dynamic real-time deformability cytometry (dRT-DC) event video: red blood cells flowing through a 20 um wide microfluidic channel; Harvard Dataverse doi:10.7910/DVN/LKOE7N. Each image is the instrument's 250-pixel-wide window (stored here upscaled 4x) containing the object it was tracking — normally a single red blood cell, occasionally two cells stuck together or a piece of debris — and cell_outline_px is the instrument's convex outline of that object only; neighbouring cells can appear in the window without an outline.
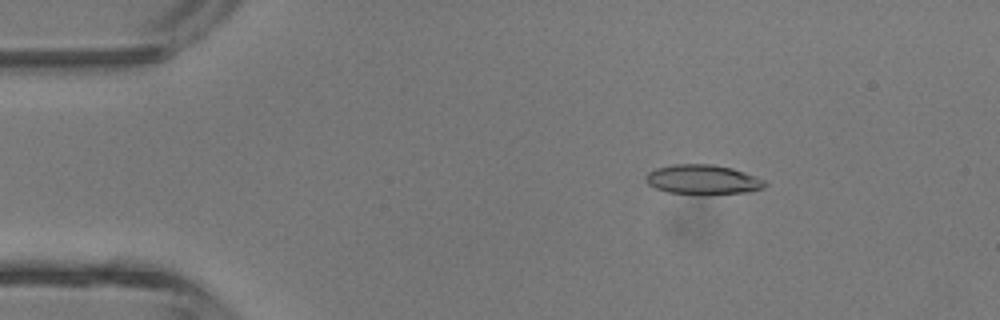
{"species": "common noctule bat (a hibernating species)", "species_latin": "Nyctalus noctula", "temperature_condition": "room temperature", "stored_images_in_passage": 4, "camera_frame_rate_fps": 3000, "um_per_image_px": 0.085, "animal": {"sex": "male", "body_mass_g": 13.3}, "frame": {"image": 1, "passage_image": 3, "time_ms": 2.0, "image_size_px": [1000, 320], "cell_outline_px": [[768, 184], [764, 188], [752, 192], [668, 192], [656, 188], [648, 184], [644, 180], [644, 176], [648, 172], [656, 168], [672, 164], [712, 164], [732, 168], [744, 172], [764, 180]], "centroid_in_image_um": [59.72, 15.22], "position_along_channel_um": 25.3, "area_um2": 20.0}}